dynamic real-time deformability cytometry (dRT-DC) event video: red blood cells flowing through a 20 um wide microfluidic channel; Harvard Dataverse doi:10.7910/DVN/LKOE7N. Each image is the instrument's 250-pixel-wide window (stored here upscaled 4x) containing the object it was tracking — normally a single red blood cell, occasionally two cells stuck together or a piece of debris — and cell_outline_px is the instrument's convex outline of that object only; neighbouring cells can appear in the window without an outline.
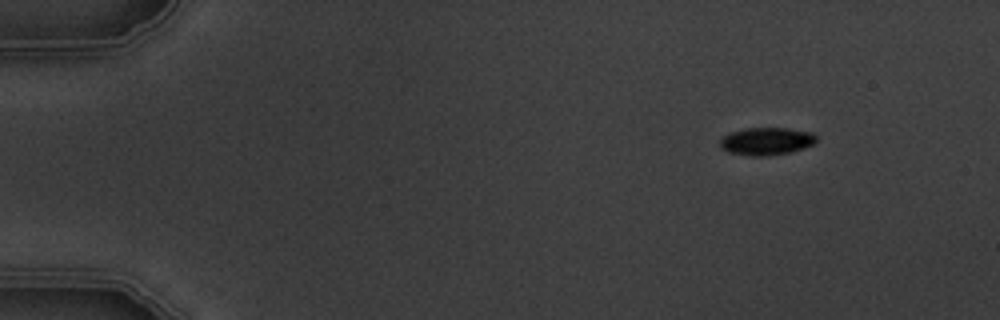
{"species": "common noctule bat (a hibernating species)", "species_latin": "Nyctalus noctula", "temperature_condition": "warm", "stored_images_in_passage": 4, "camera_frame_rate_fps": 3000, "um_per_image_px": 0.085, "animal": {"sex": "male", "body_mass_g": 19.5, "forearm_length_mm": 54.6}, "frame": {"image": 1, "passage_image": 1, "time_ms": 0.0, "image_size_px": [1000, 320], "cell_outline_px": [[816, 140], [812, 144], [804, 148], [792, 152], [768, 156], [748, 156], [728, 152], [720, 148], [720, 140], [728, 132], [748, 128], [788, 128], [812, 132], [816, 136]], "centroid_in_image_um": [65.12, 12.01], "position_along_channel_um": 19.9, "area_um2": 15.66}}
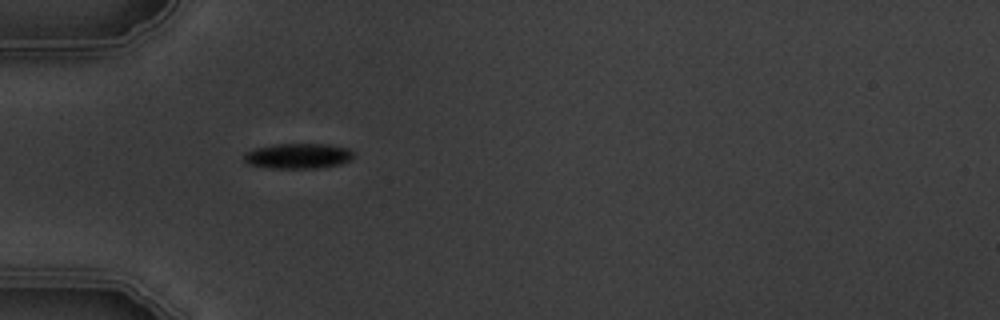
{"frame": {"image": 2, "passage_image": 4, "time_ms": 3.667, "image_size_px": [1000, 320], "cell_outline_px": [[352, 156], [348, 160], [340, 164], [316, 168], [272, 168], [248, 164], [244, 160], [244, 152], [256, 148], [276, 144], [324, 144], [348, 148], [352, 152]], "centroid_in_image_um": [25.29, 13.25], "position_along_channel_um": 59.7, "area_um2": 15.9}}